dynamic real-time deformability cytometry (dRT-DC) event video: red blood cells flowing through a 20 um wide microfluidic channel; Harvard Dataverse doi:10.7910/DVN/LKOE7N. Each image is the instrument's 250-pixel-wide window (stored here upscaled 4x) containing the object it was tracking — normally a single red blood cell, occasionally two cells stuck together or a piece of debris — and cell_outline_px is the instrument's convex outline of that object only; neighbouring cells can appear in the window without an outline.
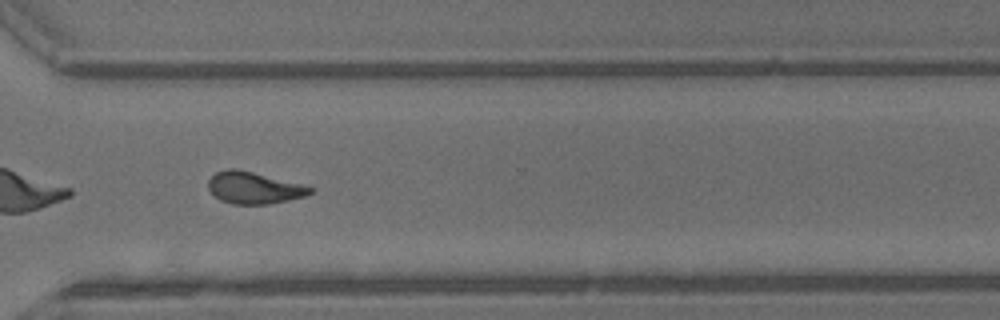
{"species": "common noctule bat (a hibernating species)", "species_latin": "Nyctalus noctula", "temperature_condition": "warm", "stored_images_in_passage": 29, "camera_frame_rate_fps": 3000, "um_per_image_px": 0.085, "animal": {"sex": "male", "body_mass_g": 13.3}, "frame": {"image": 1, "passage_image": 21, "time_ms": 6.667, "image_size_px": [1000, 320], "cell_outline_px": [[316, 188], [312, 192], [304, 196], [288, 200], [268, 204], [232, 204], [220, 200], [208, 188], [208, 180], [216, 172], [228, 168], [236, 168], [304, 184]], "centroid_in_image_um": [21.6, 15.95], "position_along_channel_um": 349.0, "area_um2": 18.96}, "authors_computed_cell_mechanics": {"area_um2": 18.9584, "velocity_mm_per_s": 4.7884, "shape_relaxation_time_tau1_ms": 3.973, "shape_relaxation_time_tau2_ms": 2.0826, "deformation_change_tau1": 0.1716, "deformation_change_tau2": 0.1062}}